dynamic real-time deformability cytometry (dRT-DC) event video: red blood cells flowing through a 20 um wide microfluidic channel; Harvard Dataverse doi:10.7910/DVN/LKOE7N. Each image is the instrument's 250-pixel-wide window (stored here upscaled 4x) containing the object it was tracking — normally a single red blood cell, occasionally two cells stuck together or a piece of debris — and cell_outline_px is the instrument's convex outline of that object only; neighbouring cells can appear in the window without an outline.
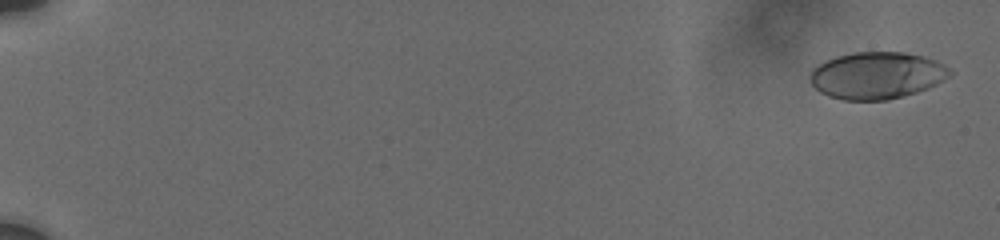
{"species": "human", "species_latin": "Homo sapiens", "temperature_condition": "cold", "stored_images_in_passage": 49, "camera_frame_rate_fps": 3000, "um_per_image_px": 0.085, "donor": {"sex": "male"}, "frame": {"image": 1, "passage_image": 2, "time_ms": 0.333, "image_size_px": [1000, 240], "cell_outline_px": [[952, 76], [928, 88], [904, 96], [888, 100], [840, 100], [828, 96], [820, 92], [808, 80], [808, 76], [812, 68], [816, 64], [824, 60], [836, 56], [856, 52], [904, 52], [924, 56], [936, 60], [944, 64], [952, 72]], "centroid_in_image_um": [74.5, 6.41], "position_along_channel_um": 10.5, "area_um2": 38.78}}
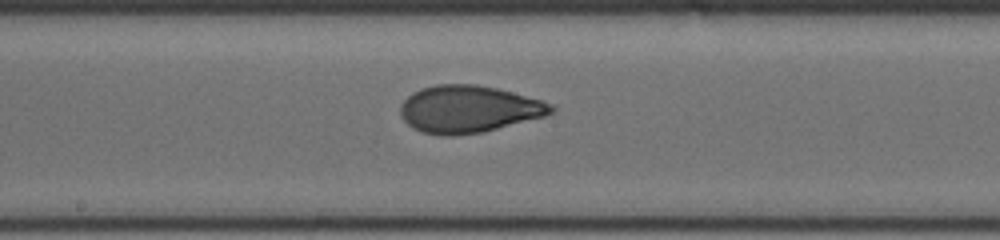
{"frame": {"image": 2, "passage_image": 28, "time_ms": 11.0, "image_size_px": [1000, 240], "cell_outline_px": [[556, 108], [552, 112], [544, 116], [484, 132], [452, 136], [444, 136], [420, 132], [412, 128], [400, 116], [400, 104], [412, 92], [420, 88], [436, 84], [476, 84], [496, 88], [512, 92], [540, 100], [552, 104]], "centroid_in_image_um": [39.79, 9.28], "position_along_channel_um": 208.4, "area_um2": 41.62}}
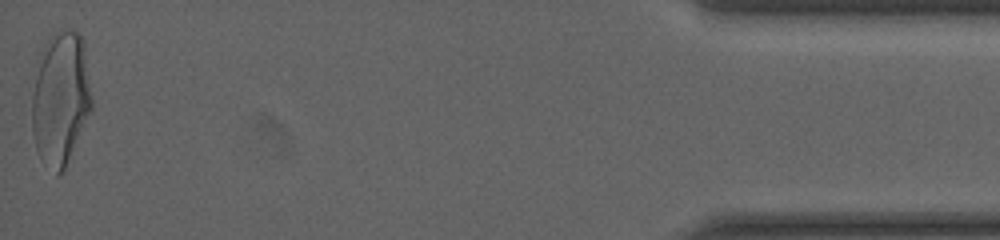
{"frame": {"image": 3, "passage_image": 49, "time_ms": 19.0, "image_size_px": [1000, 240], "cell_outline_px": [[92, 108], [64, 168], [56, 176], [36, 148], [32, 132], [32, 96], [36, 60], [48, 36], [60, 28], [72, 28], [84, 40], [92, 96]], "centroid_in_image_um": [5.14, 8.23], "position_along_channel_um": 430.1, "area_um2": 46.82}, "authors_computed_cell_mechanics": {"area_um2": 40.1132, "velocity_mm_per_s": 3.7303, "shape_relaxation_time_tau1_ms": 5.4672, "shape_relaxation_time_tau2_ms": 0.7768, "deformation_change_tau1": 0.1791, "deformation_change_tau2": 0.0622}}